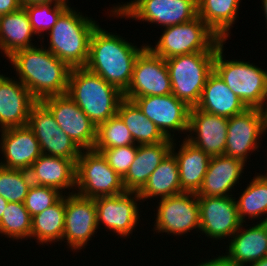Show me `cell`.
Masks as SVG:
<instances>
[{"label":"cell","mask_w":267,"mask_h":266,"mask_svg":"<svg viewBox=\"0 0 267 266\" xmlns=\"http://www.w3.org/2000/svg\"><path fill=\"white\" fill-rule=\"evenodd\" d=\"M146 46L138 48L98 24L90 37L85 68L125 93L132 80L136 58Z\"/></svg>","instance_id":"1"},{"label":"cell","mask_w":267,"mask_h":266,"mask_svg":"<svg viewBox=\"0 0 267 266\" xmlns=\"http://www.w3.org/2000/svg\"><path fill=\"white\" fill-rule=\"evenodd\" d=\"M46 48L33 46L8 58L19 81L37 101L66 94L68 89L71 68Z\"/></svg>","instance_id":"2"},{"label":"cell","mask_w":267,"mask_h":266,"mask_svg":"<svg viewBox=\"0 0 267 266\" xmlns=\"http://www.w3.org/2000/svg\"><path fill=\"white\" fill-rule=\"evenodd\" d=\"M97 127L117 114L124 93L85 67L71 68L66 93Z\"/></svg>","instance_id":"3"},{"label":"cell","mask_w":267,"mask_h":266,"mask_svg":"<svg viewBox=\"0 0 267 266\" xmlns=\"http://www.w3.org/2000/svg\"><path fill=\"white\" fill-rule=\"evenodd\" d=\"M73 9L69 6L47 33L50 37L47 50L70 68H80L87 64L90 37L98 24Z\"/></svg>","instance_id":"4"},{"label":"cell","mask_w":267,"mask_h":266,"mask_svg":"<svg viewBox=\"0 0 267 266\" xmlns=\"http://www.w3.org/2000/svg\"><path fill=\"white\" fill-rule=\"evenodd\" d=\"M223 45L216 50L213 70L247 108L267 111V71L250 62L224 59Z\"/></svg>","instance_id":"5"},{"label":"cell","mask_w":267,"mask_h":266,"mask_svg":"<svg viewBox=\"0 0 267 266\" xmlns=\"http://www.w3.org/2000/svg\"><path fill=\"white\" fill-rule=\"evenodd\" d=\"M224 42L197 16L191 21L165 27L156 46H147L166 60L195 52H216Z\"/></svg>","instance_id":"6"},{"label":"cell","mask_w":267,"mask_h":266,"mask_svg":"<svg viewBox=\"0 0 267 266\" xmlns=\"http://www.w3.org/2000/svg\"><path fill=\"white\" fill-rule=\"evenodd\" d=\"M216 52H195L166 59L172 94L190 108L201 98L208 75L213 71Z\"/></svg>","instance_id":"7"},{"label":"cell","mask_w":267,"mask_h":266,"mask_svg":"<svg viewBox=\"0 0 267 266\" xmlns=\"http://www.w3.org/2000/svg\"><path fill=\"white\" fill-rule=\"evenodd\" d=\"M112 13V14H111ZM113 17L132 18L167 27L198 16L197 0H131L110 10Z\"/></svg>","instance_id":"8"},{"label":"cell","mask_w":267,"mask_h":266,"mask_svg":"<svg viewBox=\"0 0 267 266\" xmlns=\"http://www.w3.org/2000/svg\"><path fill=\"white\" fill-rule=\"evenodd\" d=\"M75 189L76 194L91 199L126 192L123 178L93 149L82 150L77 159Z\"/></svg>","instance_id":"9"},{"label":"cell","mask_w":267,"mask_h":266,"mask_svg":"<svg viewBox=\"0 0 267 266\" xmlns=\"http://www.w3.org/2000/svg\"><path fill=\"white\" fill-rule=\"evenodd\" d=\"M267 132V111L247 108L243 113L228 118L227 141L224 155L247 163L259 147V138ZM251 152V153H250Z\"/></svg>","instance_id":"10"},{"label":"cell","mask_w":267,"mask_h":266,"mask_svg":"<svg viewBox=\"0 0 267 266\" xmlns=\"http://www.w3.org/2000/svg\"><path fill=\"white\" fill-rule=\"evenodd\" d=\"M157 208L154 231L173 235L188 234L193 229L200 231L198 196L192 192L161 198Z\"/></svg>","instance_id":"11"},{"label":"cell","mask_w":267,"mask_h":266,"mask_svg":"<svg viewBox=\"0 0 267 266\" xmlns=\"http://www.w3.org/2000/svg\"><path fill=\"white\" fill-rule=\"evenodd\" d=\"M27 125L39 141L42 154L69 160L79 158L82 150L59 128L51 111L41 101L32 106Z\"/></svg>","instance_id":"12"},{"label":"cell","mask_w":267,"mask_h":266,"mask_svg":"<svg viewBox=\"0 0 267 266\" xmlns=\"http://www.w3.org/2000/svg\"><path fill=\"white\" fill-rule=\"evenodd\" d=\"M41 102L51 111L59 128L81 150L94 148L97 127L67 94L49 96Z\"/></svg>","instance_id":"13"},{"label":"cell","mask_w":267,"mask_h":266,"mask_svg":"<svg viewBox=\"0 0 267 266\" xmlns=\"http://www.w3.org/2000/svg\"><path fill=\"white\" fill-rule=\"evenodd\" d=\"M171 93L165 59L146 46L136 58L132 80L124 97L161 96Z\"/></svg>","instance_id":"14"},{"label":"cell","mask_w":267,"mask_h":266,"mask_svg":"<svg viewBox=\"0 0 267 266\" xmlns=\"http://www.w3.org/2000/svg\"><path fill=\"white\" fill-rule=\"evenodd\" d=\"M134 101L143 114L152 121L160 131L174 140L173 133L187 132L189 130L190 107L172 93L161 96L124 97Z\"/></svg>","instance_id":"15"},{"label":"cell","mask_w":267,"mask_h":266,"mask_svg":"<svg viewBox=\"0 0 267 266\" xmlns=\"http://www.w3.org/2000/svg\"><path fill=\"white\" fill-rule=\"evenodd\" d=\"M140 200L138 192L131 191L95 198L98 228L104 224L105 228L117 233V236L128 237L140 221L137 204Z\"/></svg>","instance_id":"16"},{"label":"cell","mask_w":267,"mask_h":266,"mask_svg":"<svg viewBox=\"0 0 267 266\" xmlns=\"http://www.w3.org/2000/svg\"><path fill=\"white\" fill-rule=\"evenodd\" d=\"M65 196V222L62 241L71 249L81 250L97 233V211L94 199L76 194Z\"/></svg>","instance_id":"17"},{"label":"cell","mask_w":267,"mask_h":266,"mask_svg":"<svg viewBox=\"0 0 267 266\" xmlns=\"http://www.w3.org/2000/svg\"><path fill=\"white\" fill-rule=\"evenodd\" d=\"M198 203L200 231L209 238L230 239L243 224L238 216L235 198L232 196L198 197Z\"/></svg>","instance_id":"18"},{"label":"cell","mask_w":267,"mask_h":266,"mask_svg":"<svg viewBox=\"0 0 267 266\" xmlns=\"http://www.w3.org/2000/svg\"><path fill=\"white\" fill-rule=\"evenodd\" d=\"M227 129V117L218 116L201 111L196 107H191L189 112V135L187 134L185 139L211 157L224 155Z\"/></svg>","instance_id":"19"},{"label":"cell","mask_w":267,"mask_h":266,"mask_svg":"<svg viewBox=\"0 0 267 266\" xmlns=\"http://www.w3.org/2000/svg\"><path fill=\"white\" fill-rule=\"evenodd\" d=\"M0 131V151L4 157L0 166L28 171L30 166L42 155L39 141L34 132L28 125Z\"/></svg>","instance_id":"20"},{"label":"cell","mask_w":267,"mask_h":266,"mask_svg":"<svg viewBox=\"0 0 267 266\" xmlns=\"http://www.w3.org/2000/svg\"><path fill=\"white\" fill-rule=\"evenodd\" d=\"M37 100L16 78L0 74V130L28 124L29 113Z\"/></svg>","instance_id":"21"},{"label":"cell","mask_w":267,"mask_h":266,"mask_svg":"<svg viewBox=\"0 0 267 266\" xmlns=\"http://www.w3.org/2000/svg\"><path fill=\"white\" fill-rule=\"evenodd\" d=\"M245 165L238 158L225 155L212 156L202 185L196 195L198 197L233 196L229 192L235 189L234 186L239 183Z\"/></svg>","instance_id":"22"},{"label":"cell","mask_w":267,"mask_h":266,"mask_svg":"<svg viewBox=\"0 0 267 266\" xmlns=\"http://www.w3.org/2000/svg\"><path fill=\"white\" fill-rule=\"evenodd\" d=\"M76 162L42 154L29 168L32 184L49 186L61 193L76 188Z\"/></svg>","instance_id":"23"},{"label":"cell","mask_w":267,"mask_h":266,"mask_svg":"<svg viewBox=\"0 0 267 266\" xmlns=\"http://www.w3.org/2000/svg\"><path fill=\"white\" fill-rule=\"evenodd\" d=\"M248 229L242 225L231 237L226 256L240 266L267 257V222L253 224ZM243 228V229H242Z\"/></svg>","instance_id":"24"},{"label":"cell","mask_w":267,"mask_h":266,"mask_svg":"<svg viewBox=\"0 0 267 266\" xmlns=\"http://www.w3.org/2000/svg\"><path fill=\"white\" fill-rule=\"evenodd\" d=\"M172 143L173 140L167 138L157 144L137 145L135 158L123 177L126 191L139 192L144 187L149 176L171 151Z\"/></svg>","instance_id":"25"},{"label":"cell","mask_w":267,"mask_h":266,"mask_svg":"<svg viewBox=\"0 0 267 266\" xmlns=\"http://www.w3.org/2000/svg\"><path fill=\"white\" fill-rule=\"evenodd\" d=\"M195 107L227 118L241 114L247 109L214 70L208 75L200 101Z\"/></svg>","instance_id":"26"},{"label":"cell","mask_w":267,"mask_h":266,"mask_svg":"<svg viewBox=\"0 0 267 266\" xmlns=\"http://www.w3.org/2000/svg\"><path fill=\"white\" fill-rule=\"evenodd\" d=\"M173 140L171 152L177 159L181 192L197 193L207 172L211 156L198 149L185 138L178 152H175L176 143Z\"/></svg>","instance_id":"27"},{"label":"cell","mask_w":267,"mask_h":266,"mask_svg":"<svg viewBox=\"0 0 267 266\" xmlns=\"http://www.w3.org/2000/svg\"><path fill=\"white\" fill-rule=\"evenodd\" d=\"M35 32L27 11L19 10L0 16V50L9 58L15 52L33 47L31 42Z\"/></svg>","instance_id":"28"},{"label":"cell","mask_w":267,"mask_h":266,"mask_svg":"<svg viewBox=\"0 0 267 266\" xmlns=\"http://www.w3.org/2000/svg\"><path fill=\"white\" fill-rule=\"evenodd\" d=\"M181 192L179 167L174 154L170 151L155 171L149 176L144 187L138 192L141 200L159 197L166 198Z\"/></svg>","instance_id":"29"},{"label":"cell","mask_w":267,"mask_h":266,"mask_svg":"<svg viewBox=\"0 0 267 266\" xmlns=\"http://www.w3.org/2000/svg\"><path fill=\"white\" fill-rule=\"evenodd\" d=\"M240 2V0H197L198 16L220 39L226 41L238 17Z\"/></svg>","instance_id":"30"},{"label":"cell","mask_w":267,"mask_h":266,"mask_svg":"<svg viewBox=\"0 0 267 266\" xmlns=\"http://www.w3.org/2000/svg\"><path fill=\"white\" fill-rule=\"evenodd\" d=\"M117 114L131 132L136 145L157 144L167 139L134 101L124 98L120 102Z\"/></svg>","instance_id":"31"},{"label":"cell","mask_w":267,"mask_h":266,"mask_svg":"<svg viewBox=\"0 0 267 266\" xmlns=\"http://www.w3.org/2000/svg\"><path fill=\"white\" fill-rule=\"evenodd\" d=\"M65 222V194L52 206L32 217L31 238L39 244L62 242Z\"/></svg>","instance_id":"32"},{"label":"cell","mask_w":267,"mask_h":266,"mask_svg":"<svg viewBox=\"0 0 267 266\" xmlns=\"http://www.w3.org/2000/svg\"><path fill=\"white\" fill-rule=\"evenodd\" d=\"M249 183L238 200L235 199L238 216L242 223L246 221L247 215L248 219H256L267 214V177L258 174ZM260 221L267 222V217Z\"/></svg>","instance_id":"33"},{"label":"cell","mask_w":267,"mask_h":266,"mask_svg":"<svg viewBox=\"0 0 267 266\" xmlns=\"http://www.w3.org/2000/svg\"><path fill=\"white\" fill-rule=\"evenodd\" d=\"M32 217L24 203L8 202L0 220V234L7 238H31Z\"/></svg>","instance_id":"34"},{"label":"cell","mask_w":267,"mask_h":266,"mask_svg":"<svg viewBox=\"0 0 267 266\" xmlns=\"http://www.w3.org/2000/svg\"><path fill=\"white\" fill-rule=\"evenodd\" d=\"M135 144L131 132L121 117L116 114L99 124L96 130V142L93 150L101 152L104 149Z\"/></svg>","instance_id":"35"},{"label":"cell","mask_w":267,"mask_h":266,"mask_svg":"<svg viewBox=\"0 0 267 266\" xmlns=\"http://www.w3.org/2000/svg\"><path fill=\"white\" fill-rule=\"evenodd\" d=\"M31 185L28 171L0 166V196L8 202L24 203Z\"/></svg>","instance_id":"36"},{"label":"cell","mask_w":267,"mask_h":266,"mask_svg":"<svg viewBox=\"0 0 267 266\" xmlns=\"http://www.w3.org/2000/svg\"><path fill=\"white\" fill-rule=\"evenodd\" d=\"M68 4L69 3H45L24 5L23 7L28 13L31 26L36 36L41 37L43 34L41 32L44 31L47 34L56 24L60 15L69 7Z\"/></svg>","instance_id":"37"},{"label":"cell","mask_w":267,"mask_h":266,"mask_svg":"<svg viewBox=\"0 0 267 266\" xmlns=\"http://www.w3.org/2000/svg\"><path fill=\"white\" fill-rule=\"evenodd\" d=\"M62 196L63 193L56 188L32 184L25 197L24 205L33 217L54 205Z\"/></svg>","instance_id":"38"},{"label":"cell","mask_w":267,"mask_h":266,"mask_svg":"<svg viewBox=\"0 0 267 266\" xmlns=\"http://www.w3.org/2000/svg\"><path fill=\"white\" fill-rule=\"evenodd\" d=\"M137 152V145H127L116 148H108L100 153L106 159L109 166L122 178L128 172Z\"/></svg>","instance_id":"39"},{"label":"cell","mask_w":267,"mask_h":266,"mask_svg":"<svg viewBox=\"0 0 267 266\" xmlns=\"http://www.w3.org/2000/svg\"><path fill=\"white\" fill-rule=\"evenodd\" d=\"M187 266V265H185ZM190 266V265H188ZM195 266H240L239 264H236L234 261L230 260L225 254L219 255L216 258L208 259L205 262H201L200 264L197 263Z\"/></svg>","instance_id":"40"},{"label":"cell","mask_w":267,"mask_h":266,"mask_svg":"<svg viewBox=\"0 0 267 266\" xmlns=\"http://www.w3.org/2000/svg\"><path fill=\"white\" fill-rule=\"evenodd\" d=\"M21 7L20 0H0V16L15 12Z\"/></svg>","instance_id":"41"},{"label":"cell","mask_w":267,"mask_h":266,"mask_svg":"<svg viewBox=\"0 0 267 266\" xmlns=\"http://www.w3.org/2000/svg\"><path fill=\"white\" fill-rule=\"evenodd\" d=\"M22 6L28 5V4H45V3H53V4H59V3H68V0H20Z\"/></svg>","instance_id":"42"},{"label":"cell","mask_w":267,"mask_h":266,"mask_svg":"<svg viewBox=\"0 0 267 266\" xmlns=\"http://www.w3.org/2000/svg\"><path fill=\"white\" fill-rule=\"evenodd\" d=\"M7 204H8V201L0 196V220H1L3 212L5 211Z\"/></svg>","instance_id":"43"},{"label":"cell","mask_w":267,"mask_h":266,"mask_svg":"<svg viewBox=\"0 0 267 266\" xmlns=\"http://www.w3.org/2000/svg\"><path fill=\"white\" fill-rule=\"evenodd\" d=\"M245 266H267V257H264L259 261H255L254 263Z\"/></svg>","instance_id":"44"},{"label":"cell","mask_w":267,"mask_h":266,"mask_svg":"<svg viewBox=\"0 0 267 266\" xmlns=\"http://www.w3.org/2000/svg\"><path fill=\"white\" fill-rule=\"evenodd\" d=\"M262 6H263V11H264V15L266 18V23H267V0H262Z\"/></svg>","instance_id":"45"}]
</instances>
